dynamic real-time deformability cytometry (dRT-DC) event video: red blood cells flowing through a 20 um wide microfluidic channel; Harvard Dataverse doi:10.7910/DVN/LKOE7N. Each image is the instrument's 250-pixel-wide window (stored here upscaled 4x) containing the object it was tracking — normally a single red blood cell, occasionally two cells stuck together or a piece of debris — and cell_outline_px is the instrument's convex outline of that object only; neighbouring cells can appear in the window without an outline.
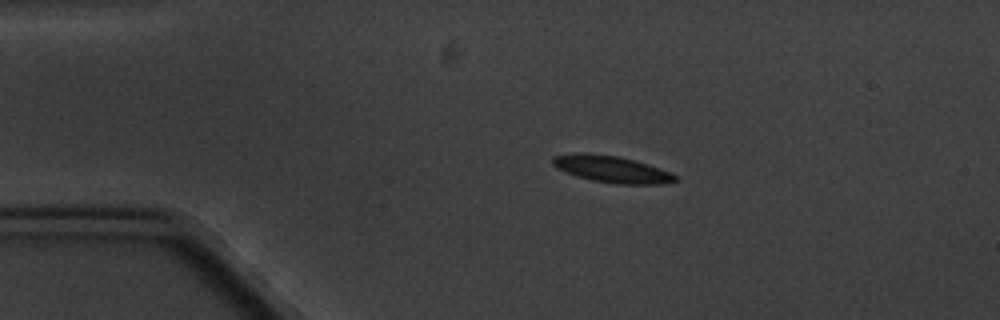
{"species": "common noctule bat (a hibernating species)", "species_latin": "Nyctalus noctula", "temperature_condition": "cold", "stored_images_in_passage": 9, "camera_frame_rate_fps": 3000, "um_per_image_px": 0.085, "animal": {"sex": "male", "body_mass_g": 20.1, "forearm_length_mm": 53.5}, "frame": {"image": 1, "passage_image": 3, "time_ms": 2.333, "image_size_px": [1000, 320], "cell_outline_px": [[680, 180], [660, 184], [616, 184], [592, 180], [576, 176], [556, 168], [552, 164], [552, 156], [576, 152], [584, 152], [616, 156], [648, 164], [668, 172], [676, 176]], "centroid_in_image_um": [51.94, 14.38], "position_along_channel_um": 33.1, "area_um2": 19.02}}